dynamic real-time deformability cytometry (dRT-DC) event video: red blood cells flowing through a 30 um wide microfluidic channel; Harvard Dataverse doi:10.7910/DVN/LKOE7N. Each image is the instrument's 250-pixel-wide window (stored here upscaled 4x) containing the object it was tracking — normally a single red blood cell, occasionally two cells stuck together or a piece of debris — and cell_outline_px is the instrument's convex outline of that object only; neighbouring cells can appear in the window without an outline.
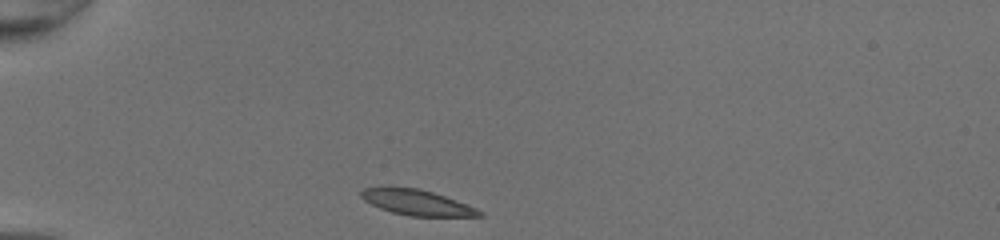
{"species": "common noctule bat (a hibernating species)", "species_latin": "Nyctalus noctula", "temperature_condition": "room temperature", "stored_images_in_passage": 30, "camera_frame_rate_fps": 3000, "um_per_image_px": 0.085, "animal": {"sex": "female", "body_mass_g": 20.0, "forearm_length_mm": 54.0}, "frame": {"image": 1, "passage_image": 1, "time_ms": 0.0, "image_size_px": [1000, 240], "cell_outline_px": [[484, 216], [408, 216], [392, 212], [380, 208], [364, 200], [360, 196], [360, 192], [364, 188], [416, 188], [432, 192], [444, 196], [484, 212]], "centroid_in_image_um": [35.42, 17.23], "position_along_channel_um": 49.6, "area_um2": 16.99}}
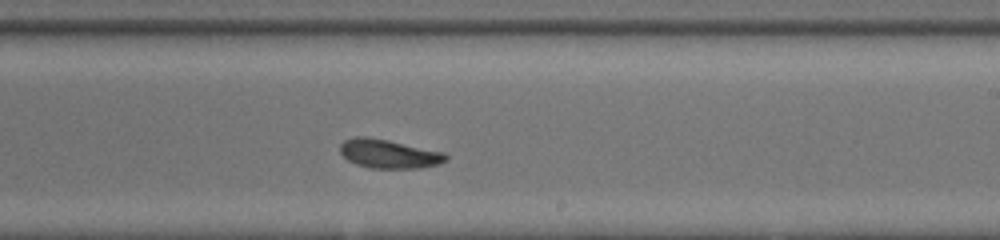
{"frame": {"image": 2, "passage_image": 18, "time_ms": 5.667, "image_size_px": [1000, 240], "cell_outline_px": [[448, 156], [444, 160], [436, 164], [420, 168], [372, 168], [356, 164], [348, 160], [340, 152], [340, 144], [344, 140], [356, 136], [364, 136], [388, 140], [444, 152]], "centroid_in_image_um": [33.01, 13.06], "position_along_channel_um": 256.0, "area_um2": 17.57}}
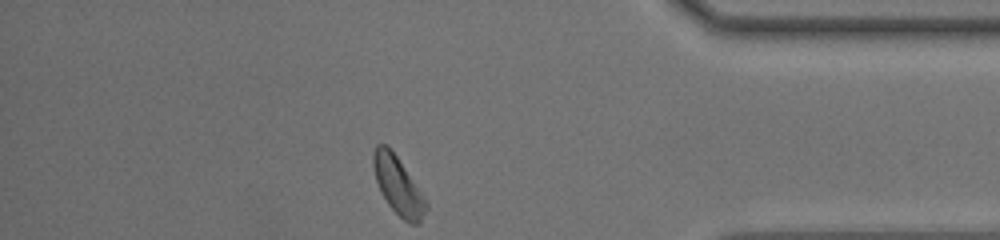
{"frame": {"image": 3, "passage_image": 30, "time_ms": 9.667, "image_size_px": [1000, 240], "cell_outline_px": [[428, 208], [420, 224], [412, 224], [404, 220], [388, 204], [380, 192], [376, 180], [372, 164], [372, 152], [376, 144], [384, 144], [396, 156], [428, 204]], "centroid_in_image_um": [33.81, 15.81], "position_along_channel_um": 401.4, "area_um2": 17.34}, "authors_computed_cell_mechanics": {"area_um2": 17.7157, "velocity_mm_per_s": 4.2175, "shape_relaxation_time_tau1_ms": 2.9172, "shape_relaxation_time_tau2_ms": 2.2044, "deformation_change_tau1": 0.1091, "deformation_change_tau2": 0.0823}}